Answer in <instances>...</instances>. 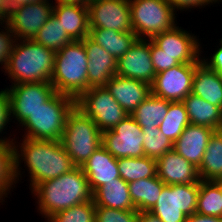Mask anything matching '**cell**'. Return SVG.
I'll return each mask as SVG.
<instances>
[{"mask_svg":"<svg viewBox=\"0 0 222 222\" xmlns=\"http://www.w3.org/2000/svg\"><path fill=\"white\" fill-rule=\"evenodd\" d=\"M191 93L222 110V77L203 62L195 69Z\"/></svg>","mask_w":222,"mask_h":222,"instance_id":"d4e9b609","label":"cell"},{"mask_svg":"<svg viewBox=\"0 0 222 222\" xmlns=\"http://www.w3.org/2000/svg\"><path fill=\"white\" fill-rule=\"evenodd\" d=\"M171 101L150 95L142 101L131 116L141 128L159 127L160 122L166 117Z\"/></svg>","mask_w":222,"mask_h":222,"instance_id":"f1b7e54d","label":"cell"},{"mask_svg":"<svg viewBox=\"0 0 222 222\" xmlns=\"http://www.w3.org/2000/svg\"><path fill=\"white\" fill-rule=\"evenodd\" d=\"M143 141L142 129L131 115L102 132V146L116 159L144 156Z\"/></svg>","mask_w":222,"mask_h":222,"instance_id":"30bf717a","label":"cell"},{"mask_svg":"<svg viewBox=\"0 0 222 222\" xmlns=\"http://www.w3.org/2000/svg\"><path fill=\"white\" fill-rule=\"evenodd\" d=\"M95 203L91 201L59 211L47 219L48 222H96Z\"/></svg>","mask_w":222,"mask_h":222,"instance_id":"d590c367","label":"cell"},{"mask_svg":"<svg viewBox=\"0 0 222 222\" xmlns=\"http://www.w3.org/2000/svg\"><path fill=\"white\" fill-rule=\"evenodd\" d=\"M88 58L87 90L90 87L104 86L116 75L117 59L105 51L89 36L81 40Z\"/></svg>","mask_w":222,"mask_h":222,"instance_id":"e0dca14e","label":"cell"},{"mask_svg":"<svg viewBox=\"0 0 222 222\" xmlns=\"http://www.w3.org/2000/svg\"><path fill=\"white\" fill-rule=\"evenodd\" d=\"M56 5L88 6L90 0H55Z\"/></svg>","mask_w":222,"mask_h":222,"instance_id":"bcb514c9","label":"cell"},{"mask_svg":"<svg viewBox=\"0 0 222 222\" xmlns=\"http://www.w3.org/2000/svg\"><path fill=\"white\" fill-rule=\"evenodd\" d=\"M182 103L190 124L207 126L215 131L222 130V110L219 107L193 93L188 94Z\"/></svg>","mask_w":222,"mask_h":222,"instance_id":"cb8c5ba5","label":"cell"},{"mask_svg":"<svg viewBox=\"0 0 222 222\" xmlns=\"http://www.w3.org/2000/svg\"><path fill=\"white\" fill-rule=\"evenodd\" d=\"M76 106V100L56 92L21 124L29 139L56 140L62 137L68 114Z\"/></svg>","mask_w":222,"mask_h":222,"instance_id":"5b68a950","label":"cell"},{"mask_svg":"<svg viewBox=\"0 0 222 222\" xmlns=\"http://www.w3.org/2000/svg\"><path fill=\"white\" fill-rule=\"evenodd\" d=\"M60 142L76 167H81L102 146V132L76 106L66 118Z\"/></svg>","mask_w":222,"mask_h":222,"instance_id":"8992f818","label":"cell"},{"mask_svg":"<svg viewBox=\"0 0 222 222\" xmlns=\"http://www.w3.org/2000/svg\"><path fill=\"white\" fill-rule=\"evenodd\" d=\"M156 169L165 185L200 183L198 168L173 149L156 160Z\"/></svg>","mask_w":222,"mask_h":222,"instance_id":"ac0fdd59","label":"cell"},{"mask_svg":"<svg viewBox=\"0 0 222 222\" xmlns=\"http://www.w3.org/2000/svg\"><path fill=\"white\" fill-rule=\"evenodd\" d=\"M116 75L143 81L152 85L155 70L150 54V40L137 39L129 50L117 60Z\"/></svg>","mask_w":222,"mask_h":222,"instance_id":"9a60e30c","label":"cell"},{"mask_svg":"<svg viewBox=\"0 0 222 222\" xmlns=\"http://www.w3.org/2000/svg\"><path fill=\"white\" fill-rule=\"evenodd\" d=\"M129 4L132 31L138 39L151 40L177 25L176 11L166 0H129Z\"/></svg>","mask_w":222,"mask_h":222,"instance_id":"52a82bcc","label":"cell"},{"mask_svg":"<svg viewBox=\"0 0 222 222\" xmlns=\"http://www.w3.org/2000/svg\"><path fill=\"white\" fill-rule=\"evenodd\" d=\"M37 197L38 210L45 218L93 199L88 179L81 167L38 184L32 191Z\"/></svg>","mask_w":222,"mask_h":222,"instance_id":"7a4b0ae2","label":"cell"},{"mask_svg":"<svg viewBox=\"0 0 222 222\" xmlns=\"http://www.w3.org/2000/svg\"><path fill=\"white\" fill-rule=\"evenodd\" d=\"M104 86L129 115L151 93V85L119 75L113 76Z\"/></svg>","mask_w":222,"mask_h":222,"instance_id":"ffe728a7","label":"cell"},{"mask_svg":"<svg viewBox=\"0 0 222 222\" xmlns=\"http://www.w3.org/2000/svg\"><path fill=\"white\" fill-rule=\"evenodd\" d=\"M171 7L176 11L180 9V11H184V9L203 7L209 5L211 3H216L215 0H166Z\"/></svg>","mask_w":222,"mask_h":222,"instance_id":"b9f144b4","label":"cell"},{"mask_svg":"<svg viewBox=\"0 0 222 222\" xmlns=\"http://www.w3.org/2000/svg\"><path fill=\"white\" fill-rule=\"evenodd\" d=\"M137 210H118L107 207H96V222H137Z\"/></svg>","mask_w":222,"mask_h":222,"instance_id":"8d00e7d4","label":"cell"},{"mask_svg":"<svg viewBox=\"0 0 222 222\" xmlns=\"http://www.w3.org/2000/svg\"><path fill=\"white\" fill-rule=\"evenodd\" d=\"M165 184L158 176L128 183L130 197L137 211H150L156 204Z\"/></svg>","mask_w":222,"mask_h":222,"instance_id":"4316f807","label":"cell"},{"mask_svg":"<svg viewBox=\"0 0 222 222\" xmlns=\"http://www.w3.org/2000/svg\"><path fill=\"white\" fill-rule=\"evenodd\" d=\"M53 6L49 1L24 5L6 23L17 40L33 39L52 15Z\"/></svg>","mask_w":222,"mask_h":222,"instance_id":"2e32d148","label":"cell"},{"mask_svg":"<svg viewBox=\"0 0 222 222\" xmlns=\"http://www.w3.org/2000/svg\"><path fill=\"white\" fill-rule=\"evenodd\" d=\"M90 28L133 32L129 0H90Z\"/></svg>","mask_w":222,"mask_h":222,"instance_id":"4fadbf2b","label":"cell"},{"mask_svg":"<svg viewBox=\"0 0 222 222\" xmlns=\"http://www.w3.org/2000/svg\"><path fill=\"white\" fill-rule=\"evenodd\" d=\"M190 124L188 113L182 101L169 103L166 117L160 122V132L173 143Z\"/></svg>","mask_w":222,"mask_h":222,"instance_id":"1f68e13d","label":"cell"},{"mask_svg":"<svg viewBox=\"0 0 222 222\" xmlns=\"http://www.w3.org/2000/svg\"><path fill=\"white\" fill-rule=\"evenodd\" d=\"M52 14L73 41L89 36L88 6L55 5Z\"/></svg>","mask_w":222,"mask_h":222,"instance_id":"7402d4cb","label":"cell"},{"mask_svg":"<svg viewBox=\"0 0 222 222\" xmlns=\"http://www.w3.org/2000/svg\"><path fill=\"white\" fill-rule=\"evenodd\" d=\"M117 164L120 177L128 183L157 175L156 160L147 156L118 158Z\"/></svg>","mask_w":222,"mask_h":222,"instance_id":"f546056e","label":"cell"},{"mask_svg":"<svg viewBox=\"0 0 222 222\" xmlns=\"http://www.w3.org/2000/svg\"><path fill=\"white\" fill-rule=\"evenodd\" d=\"M215 130L202 125L189 124L173 143V150L199 168L208 140Z\"/></svg>","mask_w":222,"mask_h":222,"instance_id":"d6986e66","label":"cell"},{"mask_svg":"<svg viewBox=\"0 0 222 222\" xmlns=\"http://www.w3.org/2000/svg\"><path fill=\"white\" fill-rule=\"evenodd\" d=\"M46 1L50 0H4L1 7V25L15 15L22 6Z\"/></svg>","mask_w":222,"mask_h":222,"instance_id":"ab89813d","label":"cell"},{"mask_svg":"<svg viewBox=\"0 0 222 222\" xmlns=\"http://www.w3.org/2000/svg\"><path fill=\"white\" fill-rule=\"evenodd\" d=\"M201 61L210 69L216 71L222 77V39L220 40V48L213 53L210 61L208 58H201Z\"/></svg>","mask_w":222,"mask_h":222,"instance_id":"7bdbcfd3","label":"cell"},{"mask_svg":"<svg viewBox=\"0 0 222 222\" xmlns=\"http://www.w3.org/2000/svg\"><path fill=\"white\" fill-rule=\"evenodd\" d=\"M137 222H162L150 211H138Z\"/></svg>","mask_w":222,"mask_h":222,"instance_id":"f6af8a7d","label":"cell"},{"mask_svg":"<svg viewBox=\"0 0 222 222\" xmlns=\"http://www.w3.org/2000/svg\"><path fill=\"white\" fill-rule=\"evenodd\" d=\"M215 182L220 186L222 192V179L216 180Z\"/></svg>","mask_w":222,"mask_h":222,"instance_id":"7dc6e473","label":"cell"},{"mask_svg":"<svg viewBox=\"0 0 222 222\" xmlns=\"http://www.w3.org/2000/svg\"><path fill=\"white\" fill-rule=\"evenodd\" d=\"M195 212L222 218V192L215 181L200 180Z\"/></svg>","mask_w":222,"mask_h":222,"instance_id":"4dcf8cb0","label":"cell"},{"mask_svg":"<svg viewBox=\"0 0 222 222\" xmlns=\"http://www.w3.org/2000/svg\"><path fill=\"white\" fill-rule=\"evenodd\" d=\"M6 90L10 99L11 117L19 124L56 93L50 82L12 84Z\"/></svg>","mask_w":222,"mask_h":222,"instance_id":"8fae6325","label":"cell"},{"mask_svg":"<svg viewBox=\"0 0 222 222\" xmlns=\"http://www.w3.org/2000/svg\"><path fill=\"white\" fill-rule=\"evenodd\" d=\"M198 175L205 181L222 179V130L214 131L210 136Z\"/></svg>","mask_w":222,"mask_h":222,"instance_id":"83f0119b","label":"cell"},{"mask_svg":"<svg viewBox=\"0 0 222 222\" xmlns=\"http://www.w3.org/2000/svg\"><path fill=\"white\" fill-rule=\"evenodd\" d=\"M23 138L22 143H19L21 146H16L14 142L16 177L19 180V175H22L19 167L22 160L28 167L27 170L29 169L31 190L38 184L57 178L76 167L60 140Z\"/></svg>","mask_w":222,"mask_h":222,"instance_id":"6da1fadb","label":"cell"},{"mask_svg":"<svg viewBox=\"0 0 222 222\" xmlns=\"http://www.w3.org/2000/svg\"><path fill=\"white\" fill-rule=\"evenodd\" d=\"M95 207L136 210L130 197L128 182L121 177L101 185L93 192Z\"/></svg>","mask_w":222,"mask_h":222,"instance_id":"603a6c76","label":"cell"},{"mask_svg":"<svg viewBox=\"0 0 222 222\" xmlns=\"http://www.w3.org/2000/svg\"><path fill=\"white\" fill-rule=\"evenodd\" d=\"M200 63H180L155 75L151 93L158 98L182 101L192 92L195 69Z\"/></svg>","mask_w":222,"mask_h":222,"instance_id":"7c38bea8","label":"cell"},{"mask_svg":"<svg viewBox=\"0 0 222 222\" xmlns=\"http://www.w3.org/2000/svg\"><path fill=\"white\" fill-rule=\"evenodd\" d=\"M11 110H10V99L7 90L3 89L0 91V133L3 132V129L7 128L5 127L7 124H10L11 122ZM11 140V141H10ZM14 139H7V138H0V143L4 142H14Z\"/></svg>","mask_w":222,"mask_h":222,"instance_id":"60d3db41","label":"cell"},{"mask_svg":"<svg viewBox=\"0 0 222 222\" xmlns=\"http://www.w3.org/2000/svg\"><path fill=\"white\" fill-rule=\"evenodd\" d=\"M33 40L55 52L60 51L64 46L73 41L53 14L40 28Z\"/></svg>","mask_w":222,"mask_h":222,"instance_id":"836d02e7","label":"cell"},{"mask_svg":"<svg viewBox=\"0 0 222 222\" xmlns=\"http://www.w3.org/2000/svg\"><path fill=\"white\" fill-rule=\"evenodd\" d=\"M88 58L81 40H75L55 53L50 83L55 91L77 100L87 91Z\"/></svg>","mask_w":222,"mask_h":222,"instance_id":"277c9868","label":"cell"},{"mask_svg":"<svg viewBox=\"0 0 222 222\" xmlns=\"http://www.w3.org/2000/svg\"><path fill=\"white\" fill-rule=\"evenodd\" d=\"M3 1L4 0H0V24H1V7H2V4H3ZM1 26V25H0Z\"/></svg>","mask_w":222,"mask_h":222,"instance_id":"c3c4849f","label":"cell"},{"mask_svg":"<svg viewBox=\"0 0 222 222\" xmlns=\"http://www.w3.org/2000/svg\"><path fill=\"white\" fill-rule=\"evenodd\" d=\"M150 54L156 74L180 64L172 56L165 54L164 51H162L159 47H157L151 40H150Z\"/></svg>","mask_w":222,"mask_h":222,"instance_id":"74e56055","label":"cell"},{"mask_svg":"<svg viewBox=\"0 0 222 222\" xmlns=\"http://www.w3.org/2000/svg\"><path fill=\"white\" fill-rule=\"evenodd\" d=\"M200 183L165 185L150 210L162 222H186L196 211Z\"/></svg>","mask_w":222,"mask_h":222,"instance_id":"ba28073f","label":"cell"},{"mask_svg":"<svg viewBox=\"0 0 222 222\" xmlns=\"http://www.w3.org/2000/svg\"><path fill=\"white\" fill-rule=\"evenodd\" d=\"M186 222H222V218L202 215L195 212L191 216H187Z\"/></svg>","mask_w":222,"mask_h":222,"instance_id":"ee69618b","label":"cell"},{"mask_svg":"<svg viewBox=\"0 0 222 222\" xmlns=\"http://www.w3.org/2000/svg\"><path fill=\"white\" fill-rule=\"evenodd\" d=\"M89 37L117 60L138 39L133 32H118L102 28H90Z\"/></svg>","mask_w":222,"mask_h":222,"instance_id":"484cf974","label":"cell"},{"mask_svg":"<svg viewBox=\"0 0 222 222\" xmlns=\"http://www.w3.org/2000/svg\"><path fill=\"white\" fill-rule=\"evenodd\" d=\"M81 169L88 179L92 193L101 185L120 177L117 159L103 146L93 152Z\"/></svg>","mask_w":222,"mask_h":222,"instance_id":"44dd1931","label":"cell"},{"mask_svg":"<svg viewBox=\"0 0 222 222\" xmlns=\"http://www.w3.org/2000/svg\"><path fill=\"white\" fill-rule=\"evenodd\" d=\"M141 129L144 137V156L157 160L173 149V142L160 132L159 127Z\"/></svg>","mask_w":222,"mask_h":222,"instance_id":"e575fe53","label":"cell"},{"mask_svg":"<svg viewBox=\"0 0 222 222\" xmlns=\"http://www.w3.org/2000/svg\"><path fill=\"white\" fill-rule=\"evenodd\" d=\"M151 41L179 63H201L199 40L179 26L156 35ZM200 57V58H199Z\"/></svg>","mask_w":222,"mask_h":222,"instance_id":"5bb4252c","label":"cell"},{"mask_svg":"<svg viewBox=\"0 0 222 222\" xmlns=\"http://www.w3.org/2000/svg\"><path fill=\"white\" fill-rule=\"evenodd\" d=\"M14 183H17L14 143H0V202L7 197Z\"/></svg>","mask_w":222,"mask_h":222,"instance_id":"d6a6232c","label":"cell"},{"mask_svg":"<svg viewBox=\"0 0 222 222\" xmlns=\"http://www.w3.org/2000/svg\"><path fill=\"white\" fill-rule=\"evenodd\" d=\"M4 25L3 28H5V30L0 32V64L1 66L3 65L2 67L5 70L17 39L9 25L7 23Z\"/></svg>","mask_w":222,"mask_h":222,"instance_id":"f35d334b","label":"cell"},{"mask_svg":"<svg viewBox=\"0 0 222 222\" xmlns=\"http://www.w3.org/2000/svg\"><path fill=\"white\" fill-rule=\"evenodd\" d=\"M55 53L33 39L16 40L4 72L11 78L12 84L50 82Z\"/></svg>","mask_w":222,"mask_h":222,"instance_id":"3957f363","label":"cell"},{"mask_svg":"<svg viewBox=\"0 0 222 222\" xmlns=\"http://www.w3.org/2000/svg\"><path fill=\"white\" fill-rule=\"evenodd\" d=\"M76 107L90 117L101 132L113 129L129 115L105 86L90 87L76 100Z\"/></svg>","mask_w":222,"mask_h":222,"instance_id":"9c48e42d","label":"cell"}]
</instances>
